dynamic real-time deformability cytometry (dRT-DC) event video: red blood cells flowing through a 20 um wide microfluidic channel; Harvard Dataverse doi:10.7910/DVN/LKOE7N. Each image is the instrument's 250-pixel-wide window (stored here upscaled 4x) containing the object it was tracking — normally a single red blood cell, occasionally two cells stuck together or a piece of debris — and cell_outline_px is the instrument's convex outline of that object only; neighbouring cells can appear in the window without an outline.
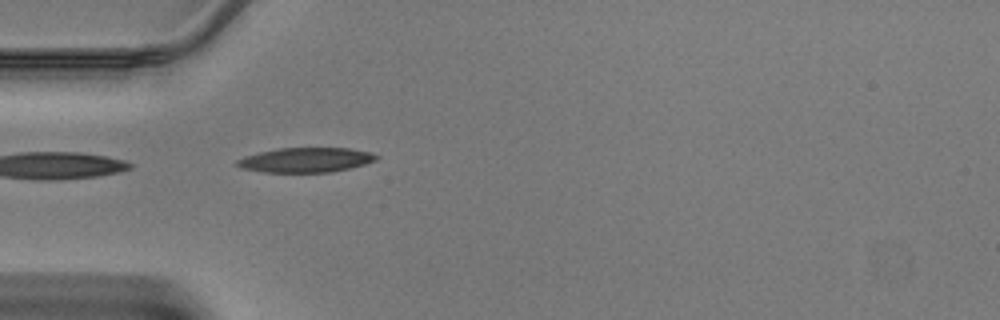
{"species": "Egyptian fruit bat (a non-hibernating species)", "species_latin": "Rousettus aegyptiacus", "temperature_condition": "warm", "stored_images_in_passage": 20, "camera_frame_rate_fps": 3000, "um_per_image_px": 0.085, "animal": {"sex": "male"}, "frame": {"image": 1, "passage_image": 1, "time_ms": 0.0, "image_size_px": [1000, 320], "cell_outline_px": [[380, 156], [376, 160], [364, 164], [348, 168], [328, 172], [264, 172], [240, 168], [236, 164], [236, 160], [244, 156], [276, 148], [352, 148], [372, 152]], "centroid_in_image_um": [25.99, 13.58], "position_along_channel_um": 59.0, "area_um2": 20.06}}
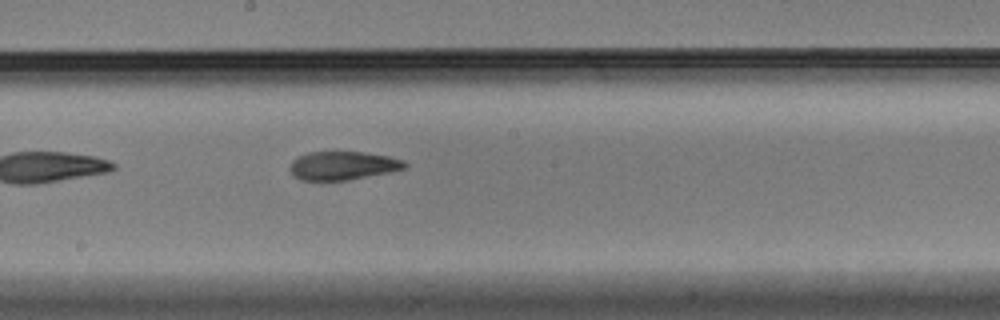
{"frame": {"image": 2, "passage_image": 12, "time_ms": 3.667, "image_size_px": [1000, 320], "cell_outline_px": [[408, 164], [404, 168], [388, 172], [348, 180], [300, 180], [288, 168], [292, 160], [296, 156], [308, 152], [360, 152], [388, 156], [404, 160]], "centroid_in_image_um": [29.1, 14.07], "position_along_channel_um": 219.1, "area_um2": 18.96}}
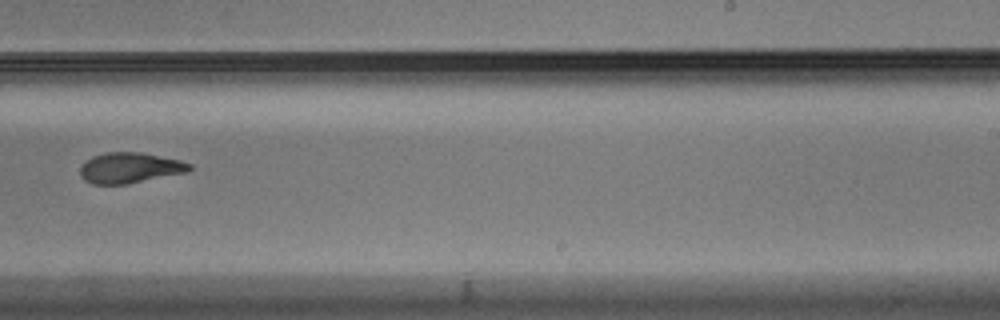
{"frame": {"image": 3, "passage_image": 16, "time_ms": 5.0, "image_size_px": [1000, 320], "cell_outline_px": [[192, 168], [188, 172], [124, 184], [92, 184], [84, 180], [80, 176], [80, 168], [84, 160], [92, 156], [104, 152], [140, 152], [180, 160], [192, 164]], "centroid_in_image_um": [11.0, 14.26], "position_along_channel_um": 278.0, "area_um2": 19.54}}